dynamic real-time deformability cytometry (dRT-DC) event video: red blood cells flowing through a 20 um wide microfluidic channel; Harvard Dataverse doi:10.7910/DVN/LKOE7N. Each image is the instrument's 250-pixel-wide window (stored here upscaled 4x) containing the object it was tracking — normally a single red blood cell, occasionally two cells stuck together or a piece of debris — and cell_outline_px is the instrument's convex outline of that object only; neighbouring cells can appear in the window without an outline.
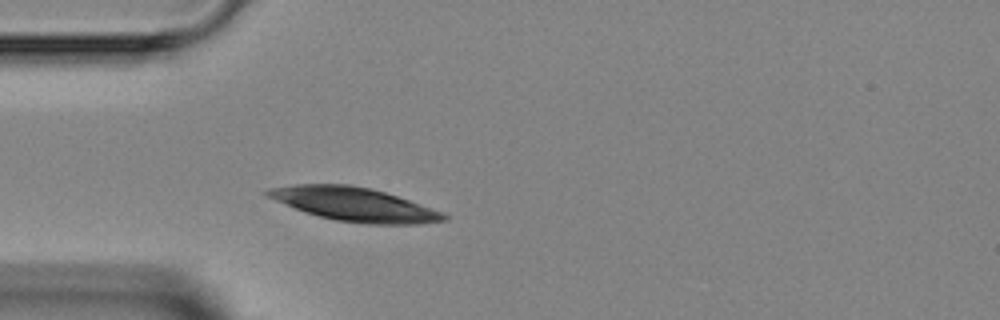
{"species": "Egyptian fruit bat (a non-hibernating species)", "species_latin": "Rousettus aegyptiacus", "temperature_condition": "room temperature", "stored_images_in_passage": 2, "camera_frame_rate_fps": 3000, "um_per_image_px": 0.085, "animal": {"sex": "female"}, "frame": {"image": 1, "passage_image": 2, "time_ms": 1.0, "image_size_px": [1000, 320], "cell_outline_px": [[448, 220], [420, 224], [368, 224], [336, 220], [304, 212], [264, 196], [264, 192], [268, 188], [296, 184], [348, 184], [368, 188], [384, 192], [408, 200], [440, 212], [448, 216]], "centroid_in_image_um": [30.04, 17.36], "position_along_channel_um": 55.0, "area_um2": 34.22}}